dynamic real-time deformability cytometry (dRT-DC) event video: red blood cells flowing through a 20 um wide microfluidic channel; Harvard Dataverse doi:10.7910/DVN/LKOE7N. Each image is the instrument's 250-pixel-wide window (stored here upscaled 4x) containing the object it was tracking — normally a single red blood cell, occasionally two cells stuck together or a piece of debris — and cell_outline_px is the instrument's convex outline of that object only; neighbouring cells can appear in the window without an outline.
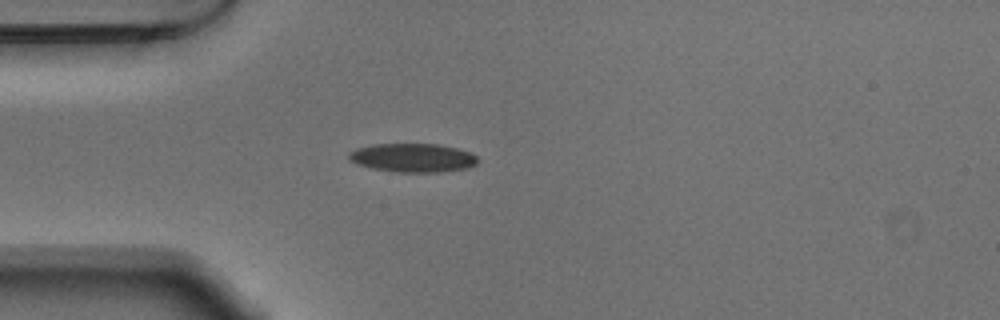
{"species": "Egyptian fruit bat (a non-hibernating species)", "species_latin": "Rousettus aegyptiacus", "temperature_condition": "warm", "stored_images_in_passage": 40, "camera_frame_rate_fps": 3000, "um_per_image_px": 0.085, "animal": {"sex": "male"}, "frame": {"image": 1, "passage_image": 1, "time_ms": 0.0, "image_size_px": [1000, 320], "cell_outline_px": [[480, 160], [476, 164], [468, 168], [440, 172], [396, 172], [372, 168], [356, 164], [348, 160], [348, 152], [356, 148], [372, 144], [436, 144], [456, 148], [472, 152]], "centroid_in_image_um": [35.08, 13.41], "position_along_channel_um": 49.9, "area_um2": 21.79}}
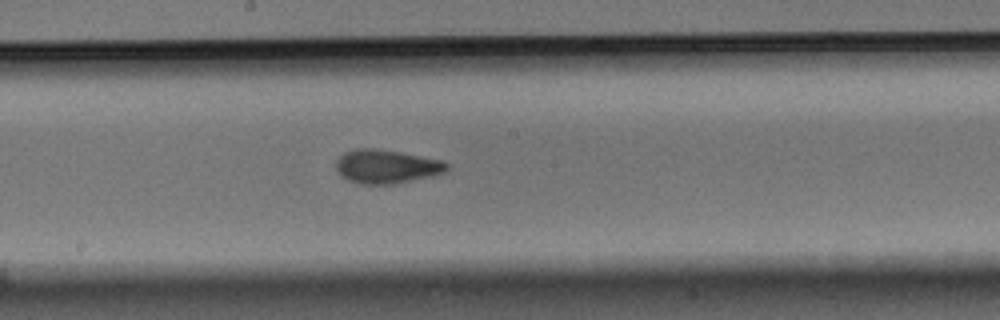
{"frame": {"image": 2, "passage_image": 15, "time_ms": 4.667, "image_size_px": [1000, 320], "cell_outline_px": [[452, 164], [444, 172], [436, 176], [392, 184], [360, 184], [348, 180], [340, 176], [336, 168], [336, 160], [344, 152], [356, 148], [372, 148], [400, 152], [444, 160]], "centroid_in_image_um": [32.89, 14.15], "position_along_channel_um": 215.3, "area_um2": 22.14}}
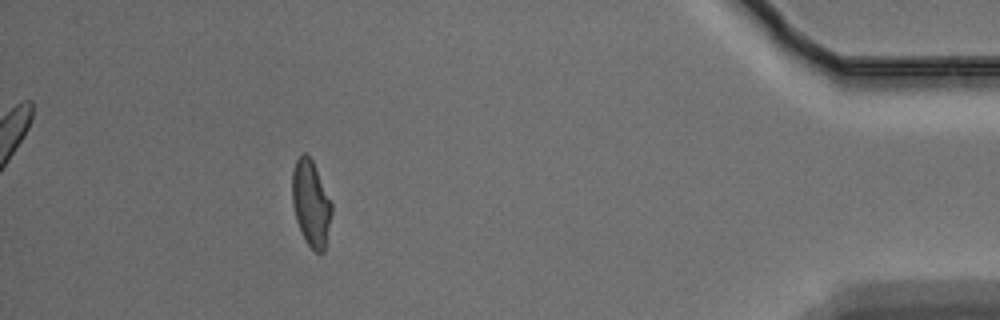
{"frame": {"image": 3, "passage_image": 35, "time_ms": 11.333, "image_size_px": [1000, 320], "cell_outline_px": [[332, 212], [324, 252], [316, 252], [304, 240], [296, 220], [292, 204], [292, 172], [296, 160], [304, 152], [312, 160], [332, 204]], "centroid_in_image_um": [26.42, 17.3], "position_along_channel_um": 408.8, "area_um2": 19.59}, "authors_computed_cell_mechanics": {"area_um2": 20.7791, "velocity_mm_per_s": 3.7273, "shape_relaxation_time_tau1_ms": 9.3646, "shape_relaxation_time_tau2_ms": 1.8789, "deformation_change_tau1": 0.2362, "deformation_change_tau2": 0.075}}